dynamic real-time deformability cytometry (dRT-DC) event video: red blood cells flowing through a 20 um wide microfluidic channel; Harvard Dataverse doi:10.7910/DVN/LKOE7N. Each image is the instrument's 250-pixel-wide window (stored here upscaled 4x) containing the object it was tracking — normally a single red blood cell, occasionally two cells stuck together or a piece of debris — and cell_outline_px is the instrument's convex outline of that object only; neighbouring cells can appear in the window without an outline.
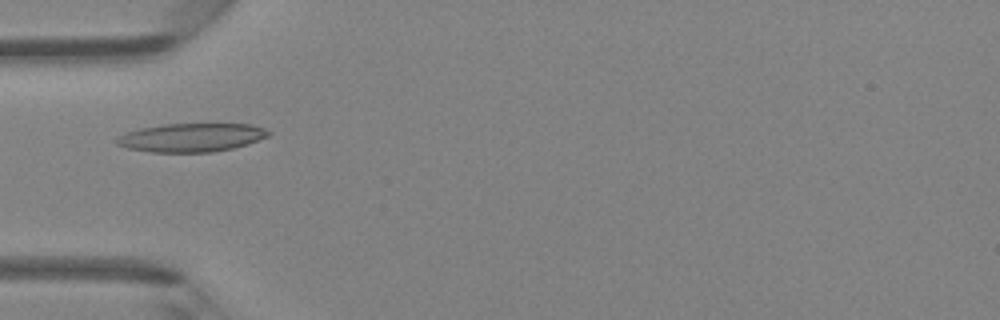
{"species": "Egyptian fruit bat (a non-hibernating species)", "species_latin": "Rousettus aegyptiacus", "temperature_condition": "room temperature", "stored_images_in_passage": 48, "camera_frame_rate_fps": 3000, "um_per_image_px": 0.085, "animal": {"sex": "female"}, "frame": {"image": 1, "passage_image": 16, "time_ms": 5.0, "image_size_px": [1000, 320], "cell_outline_px": [[272, 132], [268, 136], [248, 144], [232, 148], [212, 152], [152, 152], [128, 148], [116, 144], [116, 136], [140, 128], [164, 124], [252, 124], [264, 128]], "centroid_in_image_um": [16.28, 11.68], "position_along_channel_um": 68.7, "area_um2": 25.2}}
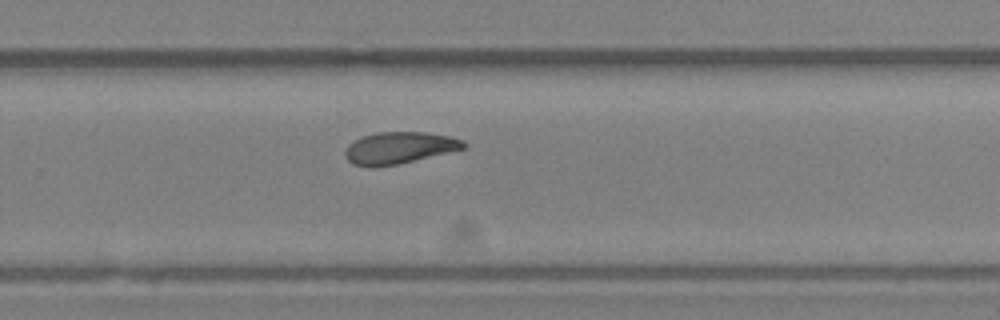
{"frame": {"image": 2, "passage_image": 32, "time_ms": 10.333, "image_size_px": [1000, 320], "cell_outline_px": [[468, 144], [464, 148], [400, 164], [352, 164], [344, 156], [344, 152], [348, 144], [360, 136], [376, 132], [428, 132], [452, 136], [464, 140]], "centroid_in_image_um": [33.97, 12.52], "position_along_channel_um": 295.8, "area_um2": 21.68}}
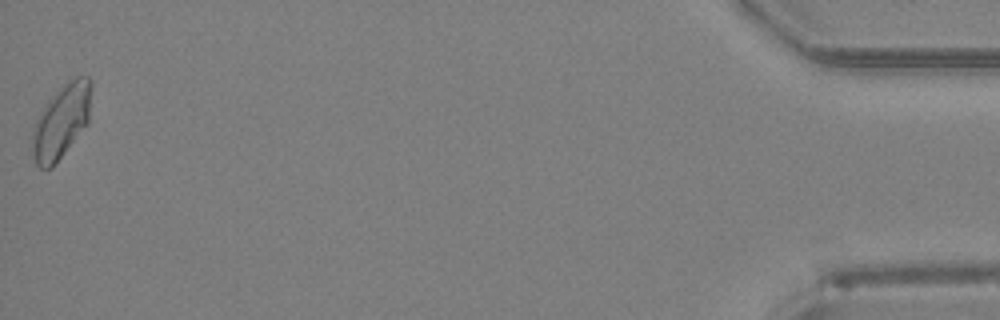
{"frame": {"image": 3, "passage_image": 48, "time_ms": 15.667, "image_size_px": [1000, 320], "cell_outline_px": [[92, 84], [88, 124], [52, 168], [40, 168], [36, 164], [32, 152], [32, 128], [36, 120], [48, 100], [72, 76], [88, 76], [92, 80]], "centroid_in_image_um": [5.23, 10.3], "position_along_channel_um": 430.0, "area_um2": 25.49}, "authors_computed_cell_mechanics": {"area_um2": 22.8599, "velocity_mm_per_s": 4.2763, "shape_relaxation_time_tau1_ms": null, "shape_relaxation_time_tau2_ms": 2.7378, "deformation_change_tau1": null, "deformation_change_tau2": 0.0783}}